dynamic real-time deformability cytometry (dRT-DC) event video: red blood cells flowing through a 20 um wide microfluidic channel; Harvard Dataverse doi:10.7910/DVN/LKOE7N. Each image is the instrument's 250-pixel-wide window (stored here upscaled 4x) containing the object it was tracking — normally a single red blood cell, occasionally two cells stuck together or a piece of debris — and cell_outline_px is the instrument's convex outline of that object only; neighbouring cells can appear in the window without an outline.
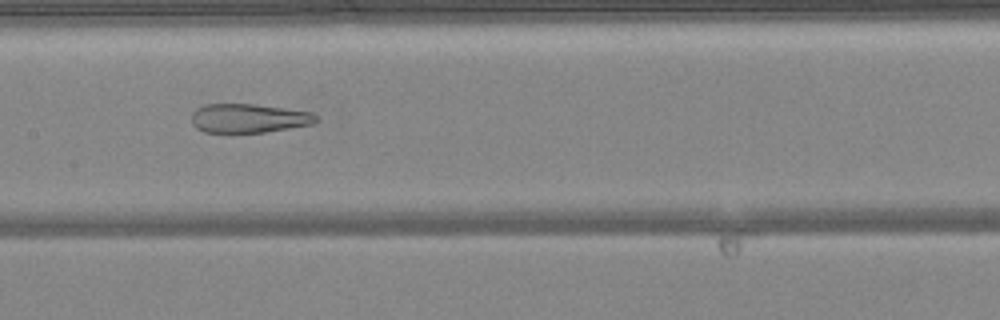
{"species": "common noctule bat (a hibernating species)", "species_latin": "Nyctalus noctula", "temperature_condition": "warm", "stored_images_in_passage": 36, "camera_frame_rate_fps": 3000, "um_per_image_px": 0.085, "animal": {"sex": "female", "body_mass_g": 24.6, "forearm_length_mm": 56.2}, "frame": {"image": 1, "passage_image": 12, "time_ms": 3.667, "image_size_px": [1000, 320], "cell_outline_px": [[320, 120], [316, 124], [264, 132], [204, 132], [196, 128], [192, 124], [192, 112], [196, 108], [204, 104], [256, 104], [312, 112]], "centroid_in_image_um": [21.16, 10.05], "position_along_channel_um": 186.2, "area_um2": 21.21}}
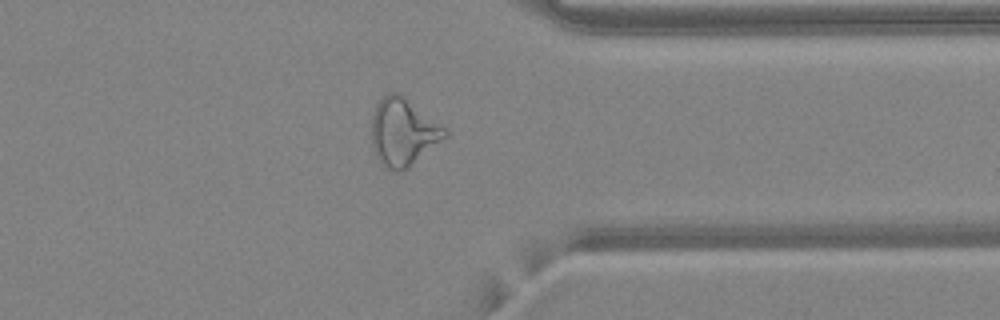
{"frame": {"image": 2, "passage_image": 26, "time_ms": 8.333, "image_size_px": [1000, 320], "cell_outline_px": [[448, 136], [404, 172], [392, 172], [380, 164], [376, 156], [372, 144], [372, 116], [376, 104], [384, 96], [392, 92], [400, 92], [444, 128], [448, 132]], "centroid_in_image_um": [34.25, 11.27], "position_along_channel_um": 377.2, "area_um2": 28.96}}
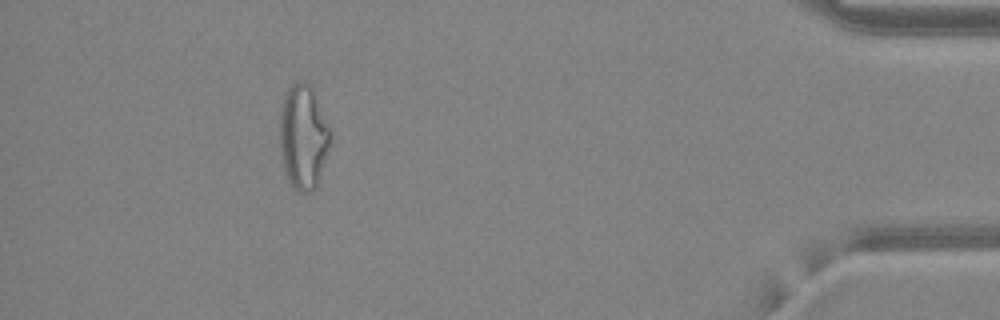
{"frame": {"image": 3, "passage_image": 32, "time_ms": 10.333, "image_size_px": [1000, 320], "cell_outline_px": [[332, 140], [320, 180], [316, 188], [312, 192], [300, 192], [292, 188], [288, 180], [280, 156], [280, 108], [284, 96], [292, 80], [300, 80], [312, 84], [332, 128]], "centroid_in_image_um": [25.82, 11.59], "position_along_channel_um": 409.4, "area_um2": 32.25}, "authors_computed_cell_mechanics": {"area_um2": 26.0389, "velocity_mm_per_s": 4.2307, "shape_relaxation_time_tau1_ms": null, "shape_relaxation_time_tau2_ms": 1.9291, "deformation_change_tau1": null, "deformation_change_tau2": 0.1356}}